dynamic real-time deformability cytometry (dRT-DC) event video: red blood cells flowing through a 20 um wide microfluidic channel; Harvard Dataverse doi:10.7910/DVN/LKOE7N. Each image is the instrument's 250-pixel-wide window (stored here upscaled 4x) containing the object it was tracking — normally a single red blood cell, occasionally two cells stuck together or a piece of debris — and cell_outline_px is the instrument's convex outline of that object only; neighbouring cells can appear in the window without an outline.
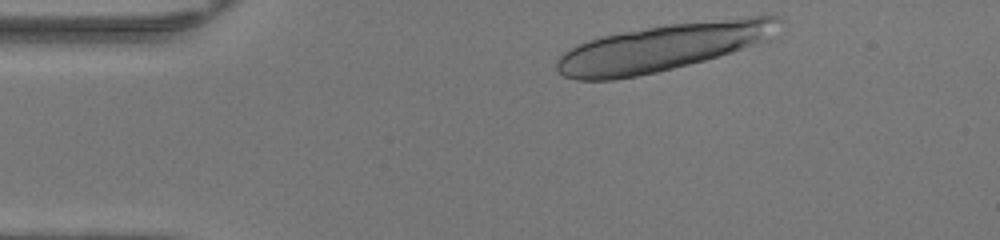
{"species": "human", "species_latin": "Homo sapiens", "temperature_condition": "warm", "stored_images_in_passage": 42, "segment_of_instrument_passage": [1, 2], "camera_frame_rate_fps": 3000, "um_per_image_px": 0.085, "donor": {"sex": "female"}, "frame": {"image": 1, "passage_image": 1, "time_ms": 0.0, "image_size_px": [1000, 240], "cell_outline_px": [[784, 20], [780, 36], [776, 40], [720, 56], [656, 72], [616, 80], [576, 80], [564, 76], [556, 68], [556, 60], [568, 48], [576, 44], [600, 36], [668, 24], [752, 16], [780, 16]], "centroid_in_image_um": [56.5, 4.01], "position_along_channel_um": 28.5, "area_um2": 62.02}}